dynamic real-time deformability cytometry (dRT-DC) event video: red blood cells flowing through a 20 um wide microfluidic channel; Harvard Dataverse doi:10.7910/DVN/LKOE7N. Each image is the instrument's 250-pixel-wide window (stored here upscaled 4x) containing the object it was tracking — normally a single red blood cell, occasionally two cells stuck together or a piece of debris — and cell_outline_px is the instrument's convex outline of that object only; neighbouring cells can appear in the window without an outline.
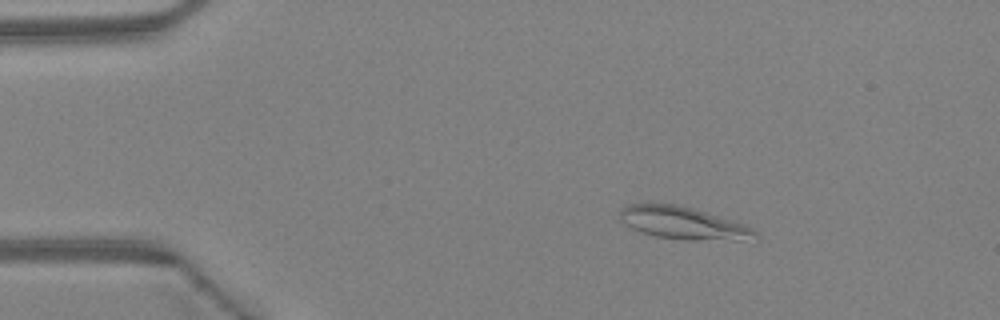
{"species": "Egyptian fruit bat (a non-hibernating species)", "species_latin": "Rousettus aegyptiacus", "temperature_condition": "warm", "stored_images_in_passage": 41, "camera_frame_rate_fps": 3000, "um_per_image_px": 0.085, "animal": {"sex": "female"}, "frame": {"image": 1, "passage_image": 3, "time_ms": 0.667, "image_size_px": [1000, 320], "cell_outline_px": [[756, 236], [740, 240], [688, 240], [656, 236], [632, 228], [620, 220], [620, 208], [628, 204], [676, 204], [692, 208], [744, 224], [752, 228], [756, 232]], "centroid_in_image_um": [58.03, 18.95], "position_along_channel_um": 27.0, "area_um2": 25.03}}
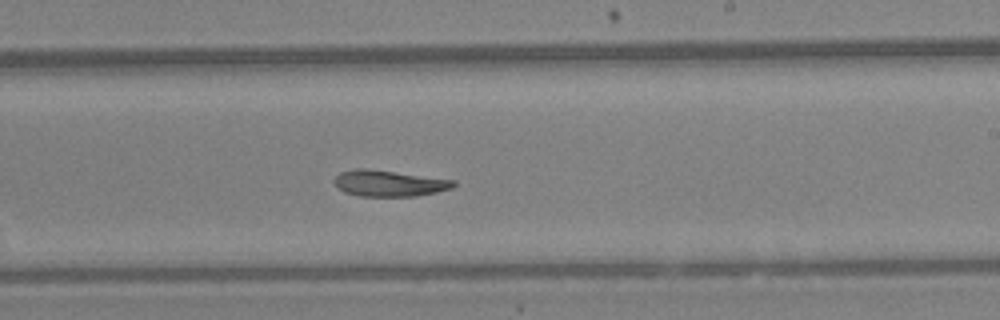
{"frame": {"image": 2, "passage_image": 23, "time_ms": 7.333, "image_size_px": [1000, 320], "cell_outline_px": [[456, 184], [452, 188], [436, 192], [416, 196], [360, 196], [344, 192], [336, 188], [332, 180], [340, 172], [356, 168], [364, 168], [456, 180]], "centroid_in_image_um": [33.03, 15.58], "position_along_channel_um": 256.0, "area_um2": 18.21}}
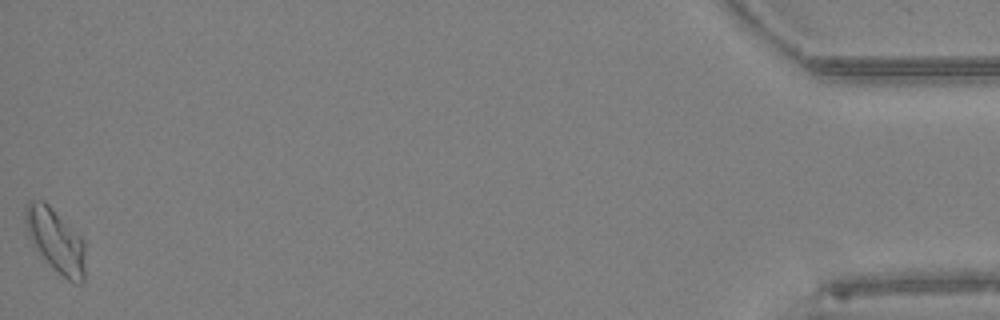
{"frame": {"image": 3, "passage_image": 41, "time_ms": 13.333, "image_size_px": [1000, 320], "cell_outline_px": [[84, 284], [80, 284], [68, 280], [52, 268], [44, 260], [28, 236], [24, 224], [24, 212], [28, 200], [44, 200], [84, 240]], "centroid_in_image_um": [4.7, 20.44], "position_along_channel_um": 430.5, "area_um2": 22.25}, "authors_computed_cell_mechanics": {"area_um2": 19.0162, "velocity_mm_per_s": 4.4765, "shape_relaxation_time_tau1_ms": null, "shape_relaxation_time_tau2_ms": 7.995, "deformation_change_tau1": null, "deformation_change_tau2": 0.1438}}